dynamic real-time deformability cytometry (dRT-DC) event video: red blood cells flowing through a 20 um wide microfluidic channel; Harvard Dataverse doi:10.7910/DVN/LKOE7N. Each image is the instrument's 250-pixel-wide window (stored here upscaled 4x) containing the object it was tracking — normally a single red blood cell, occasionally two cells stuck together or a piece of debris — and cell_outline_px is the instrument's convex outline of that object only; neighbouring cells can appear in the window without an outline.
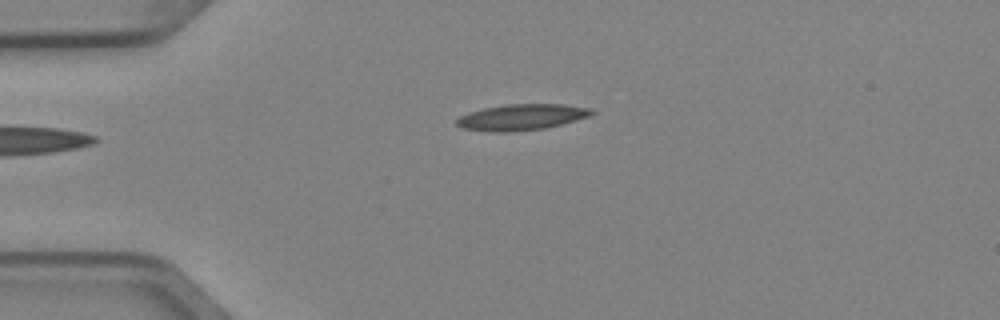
{"species": "Egyptian fruit bat (a non-hibernating species)", "species_latin": "Rousettus aegyptiacus", "temperature_condition": "cold", "stored_images_in_passage": 4, "camera_frame_rate_fps": 3000, "um_per_image_px": 0.085, "animal": {"sex": "female"}, "frame": {"image": 1, "passage_image": 4, "time_ms": 1.0, "image_size_px": [1000, 320], "cell_outline_px": [[596, 112], [592, 116], [544, 128], [508, 132], [488, 132], [460, 128], [456, 124], [456, 120], [460, 116], [468, 112], [484, 108], [504, 104], [564, 104], [592, 108]], "centroid_in_image_um": [44.33, 9.95], "position_along_channel_um": 40.7, "area_um2": 20.69}}